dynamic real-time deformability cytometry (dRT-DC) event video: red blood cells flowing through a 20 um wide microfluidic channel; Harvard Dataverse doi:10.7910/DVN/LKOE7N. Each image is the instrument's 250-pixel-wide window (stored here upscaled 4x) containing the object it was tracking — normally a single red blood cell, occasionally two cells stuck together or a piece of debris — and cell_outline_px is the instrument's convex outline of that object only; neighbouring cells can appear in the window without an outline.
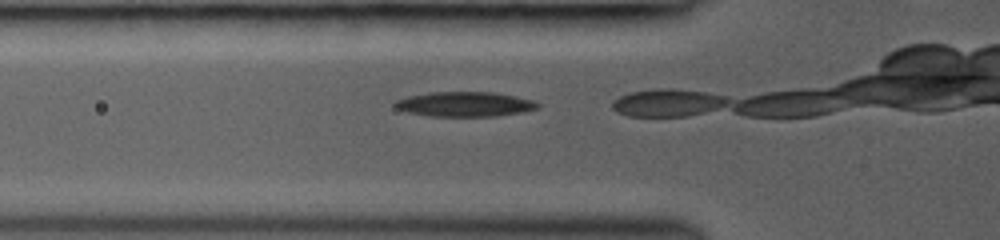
{"species": "common noctule bat (a hibernating species)", "species_latin": "Nyctalus noctula", "temperature_condition": "room temperature", "stored_images_in_passage": 3, "camera_frame_rate_fps": 3000, "um_per_image_px": 0.085, "animal": {"sex": "female", "body_mass_g": 19.0, "forearm_length_mm": 53.3}, "frame": {"image": 1, "passage_image": 2, "time_ms": 0.333, "image_size_px": [1000, 240], "cell_outline_px": [[540, 108], [524, 112], [496, 116], [428, 116], [408, 112], [396, 108], [392, 104], [396, 100], [408, 96], [428, 92], [492, 92], [516, 96], [536, 100], [540, 104]], "centroid_in_image_um": [39.55, 8.85], "position_along_channel_um": 86.3, "area_um2": 20.87}}